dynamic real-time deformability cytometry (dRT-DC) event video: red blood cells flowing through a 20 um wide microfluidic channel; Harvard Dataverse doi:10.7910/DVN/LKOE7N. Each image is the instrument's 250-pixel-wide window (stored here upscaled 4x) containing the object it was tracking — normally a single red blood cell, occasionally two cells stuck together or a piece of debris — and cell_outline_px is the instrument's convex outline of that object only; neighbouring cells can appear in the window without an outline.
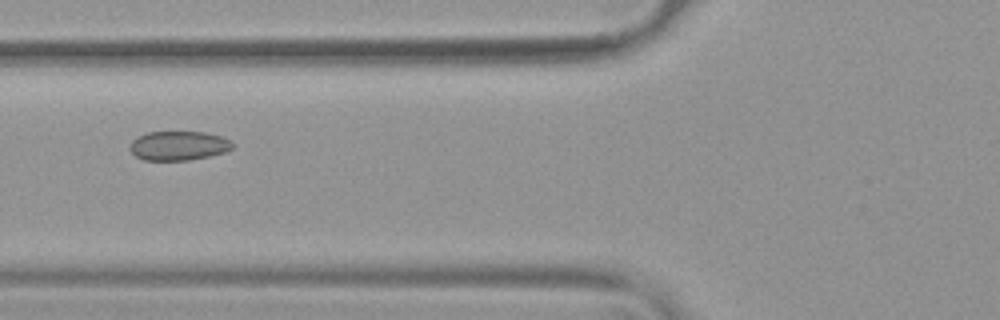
{"species": "common noctule bat (a hibernating species)", "species_latin": "Nyctalus noctula", "temperature_condition": "warm", "stored_images_in_passage": 40, "camera_frame_rate_fps": 3000, "um_per_image_px": 0.085, "animal": {"sex": "female", "body_mass_g": 19.9}, "frame": {"image": 1, "passage_image": 7, "time_ms": 2.0, "image_size_px": [1000, 320], "cell_outline_px": [[232, 148], [224, 152], [208, 156], [188, 160], [144, 160], [136, 156], [132, 152], [132, 140], [148, 132], [204, 132], [220, 136], [232, 140]], "centroid_in_image_um": [15.21, 12.38], "position_along_channel_um": 110.6, "area_um2": 17.17}}
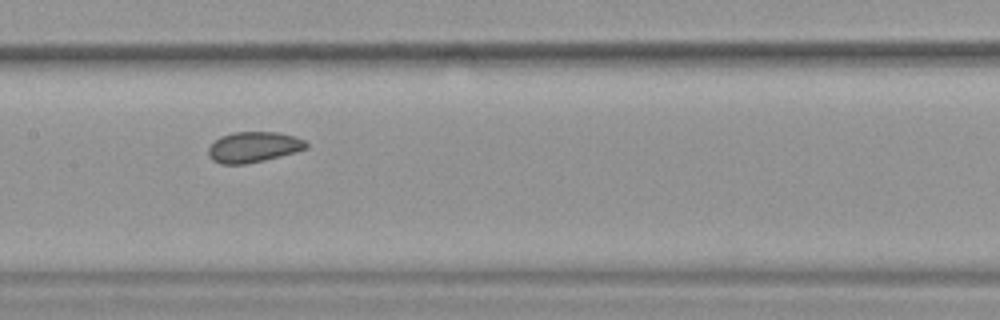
{"frame": {"image": 2, "passage_image": 13, "time_ms": 4.0, "image_size_px": [1000, 320], "cell_outline_px": [[308, 148], [296, 152], [264, 160], [244, 164], [220, 164], [212, 160], [208, 156], [208, 148], [220, 136], [232, 132], [276, 132], [292, 136], [304, 140], [308, 144]], "centroid_in_image_um": [21.53, 12.5], "position_along_channel_um": 185.9, "area_um2": 17.4}}
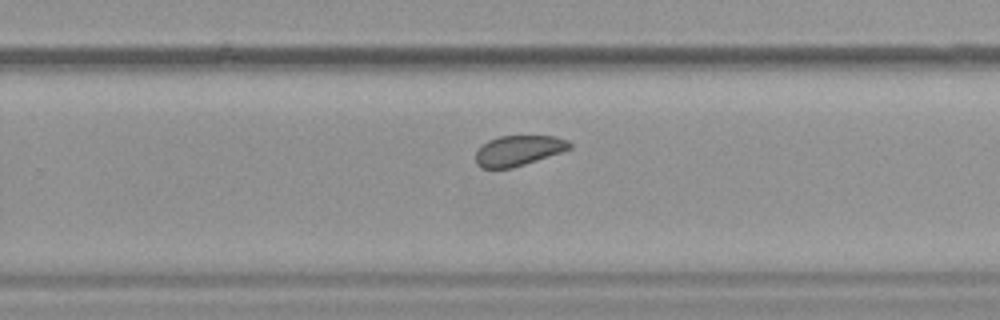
{"frame": {"image": 3, "passage_image": 21, "time_ms": 6.667, "image_size_px": [1000, 320], "cell_outline_px": [[572, 148], [512, 168], [480, 168], [476, 164], [476, 148], [480, 144], [488, 140], [500, 136], [556, 136], [568, 140], [572, 144]], "centroid_in_image_um": [44.03, 12.79], "position_along_channel_um": 285.8, "area_um2": 16.65}, "authors_computed_cell_mechanics": {"area_um2": 17.7157, "velocity_mm_per_s": 3.7653, "shape_relaxation_time_tau1_ms": 8.8391, "shape_relaxation_time_tau2_ms": 2.5302, "deformation_change_tau1": 0.0759, "deformation_change_tau2": 0.081}}